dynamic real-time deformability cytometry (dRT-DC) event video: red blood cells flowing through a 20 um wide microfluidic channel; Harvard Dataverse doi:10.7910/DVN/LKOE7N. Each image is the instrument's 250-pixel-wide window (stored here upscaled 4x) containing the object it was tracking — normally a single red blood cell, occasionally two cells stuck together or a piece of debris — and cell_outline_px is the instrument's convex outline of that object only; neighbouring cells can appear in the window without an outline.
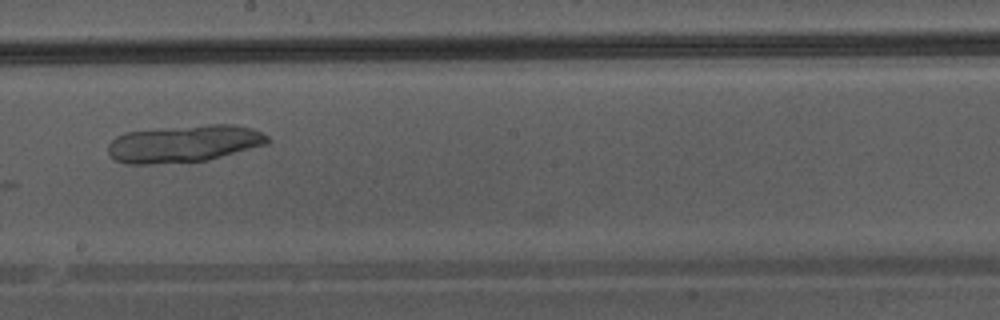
{"species": "Egyptian fruit bat (a non-hibernating species)", "species_latin": "Rousettus aegyptiacus", "temperature_condition": "warm", "stored_images_in_passage": 7, "camera_frame_rate_fps": 3000, "um_per_image_px": 0.085, "animal": {"sex": "male"}, "frame": {"image": 1, "passage_image": 7, "time_ms": 8.0, "image_size_px": [1000, 320], "cell_outline_px": [[272, 140], [268, 144], [208, 160], [148, 164], [124, 164], [116, 160], [108, 152], [108, 144], [116, 136], [124, 132], [156, 128], [208, 124], [232, 124], [252, 128], [268, 136]], "centroid_in_image_um": [15.65, 12.2], "position_along_channel_um": 232.6, "area_um2": 34.85}}